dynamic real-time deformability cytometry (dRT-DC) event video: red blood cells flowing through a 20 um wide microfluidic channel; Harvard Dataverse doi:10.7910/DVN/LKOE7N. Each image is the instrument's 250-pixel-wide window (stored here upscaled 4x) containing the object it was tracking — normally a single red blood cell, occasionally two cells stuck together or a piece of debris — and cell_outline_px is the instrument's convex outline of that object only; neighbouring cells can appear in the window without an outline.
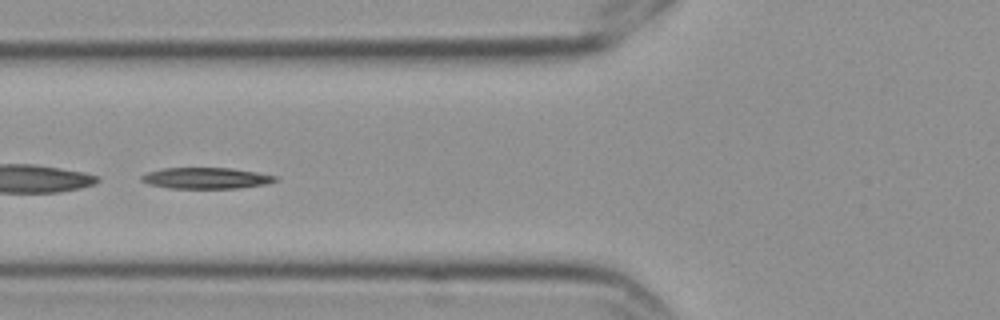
{"species": "Egyptian fruit bat (a non-hibernating species)", "species_latin": "Rousettus aegyptiacus", "temperature_condition": "cold", "stored_images_in_passage": 6, "segment_of_instrument_passage": [2, 2], "camera_frame_rate_fps": 3000, "um_per_image_px": 0.085, "frame": {"image": 1, "passage_image": 4, "time_ms": 1.0, "image_size_px": [1000, 320], "cell_outline_px": [[280, 180], [264, 184], [240, 188], [168, 188], [148, 184], [140, 180], [140, 176], [148, 172], [164, 168], [232, 168], [256, 172], [276, 176]], "centroid_in_image_um": [17.51, 15.14], "position_along_channel_um": 108.3, "area_um2": 16.47}}
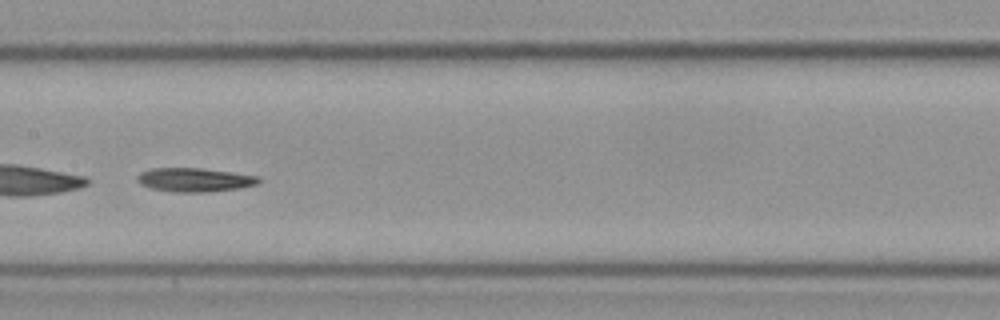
{"frame": {"image": 2, "passage_image": 6, "time_ms": 1.667, "image_size_px": [1000, 320], "cell_outline_px": [[260, 180], [256, 184], [240, 188], [208, 192], [172, 192], [152, 188], [140, 184], [136, 180], [136, 176], [140, 172], [152, 168], [200, 168], [260, 176]], "centroid_in_image_um": [16.51, 15.28], "position_along_channel_um": 190.9, "area_um2": 16.88}}